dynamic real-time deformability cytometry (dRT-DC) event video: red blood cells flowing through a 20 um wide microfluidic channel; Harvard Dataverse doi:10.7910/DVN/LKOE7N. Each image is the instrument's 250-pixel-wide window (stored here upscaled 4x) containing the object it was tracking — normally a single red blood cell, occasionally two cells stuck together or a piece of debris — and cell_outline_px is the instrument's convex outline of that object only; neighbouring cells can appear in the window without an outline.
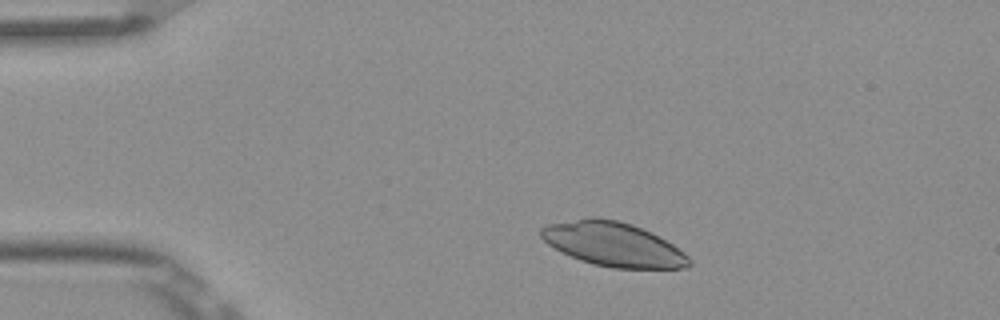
{"species": "Egyptian fruit bat (a non-hibernating species)", "species_latin": "Rousettus aegyptiacus", "temperature_condition": "room temperature", "stored_images_in_passage": 5, "camera_frame_rate_fps": 3000, "um_per_image_px": 0.085, "frame": {"image": 1, "passage_image": 2, "time_ms": 0.333, "image_size_px": [1000, 320], "cell_outline_px": [[692, 264], [688, 268], [612, 268], [592, 264], [580, 260], [548, 244], [540, 236], [540, 228], [548, 224], [592, 216], [596, 216], [616, 220], [632, 224], [652, 232], [672, 244], [684, 252], [692, 260]], "centroid_in_image_um": [52.15, 20.76], "position_along_channel_um": 32.9, "area_um2": 38.09}}